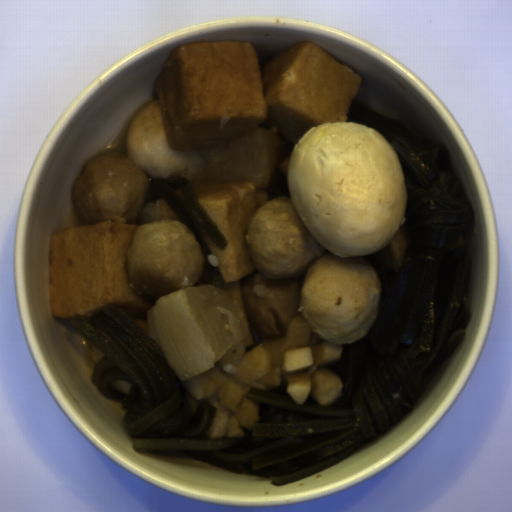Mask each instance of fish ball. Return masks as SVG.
<instances>
[{
    "label": "fish ball",
    "instance_id": "29854b86",
    "mask_svg": "<svg viewBox=\"0 0 512 512\" xmlns=\"http://www.w3.org/2000/svg\"><path fill=\"white\" fill-rule=\"evenodd\" d=\"M362 77L314 42L294 44L260 67L251 42L218 39L176 48L154 82L156 99L137 112L126 151L157 179L190 182L225 238L204 233L209 262L243 328L238 345L254 346L242 277L256 272L245 238L249 221L269 202L266 185L208 183L205 150L267 130L298 145L313 128L348 120Z\"/></svg>",
    "mask_w": 512,
    "mask_h": 512
},
{
    "label": "fish ball",
    "instance_id": "53f4d19a",
    "mask_svg": "<svg viewBox=\"0 0 512 512\" xmlns=\"http://www.w3.org/2000/svg\"><path fill=\"white\" fill-rule=\"evenodd\" d=\"M140 226L106 221L51 235L48 300L54 317H92L116 306L133 319L149 320L156 301L134 289L127 264Z\"/></svg>",
    "mask_w": 512,
    "mask_h": 512
},
{
    "label": "fish ball",
    "instance_id": "745d8928",
    "mask_svg": "<svg viewBox=\"0 0 512 512\" xmlns=\"http://www.w3.org/2000/svg\"><path fill=\"white\" fill-rule=\"evenodd\" d=\"M383 282L364 256H340L327 247L306 270L298 317L319 343L344 345L370 333L381 313Z\"/></svg>",
    "mask_w": 512,
    "mask_h": 512
},
{
    "label": "fish ball",
    "instance_id": "b283a14b",
    "mask_svg": "<svg viewBox=\"0 0 512 512\" xmlns=\"http://www.w3.org/2000/svg\"><path fill=\"white\" fill-rule=\"evenodd\" d=\"M409 244V234L401 226L381 247V261L385 270L395 273L400 270Z\"/></svg>",
    "mask_w": 512,
    "mask_h": 512
},
{
    "label": "fish ball",
    "instance_id": "7c6ef55b",
    "mask_svg": "<svg viewBox=\"0 0 512 512\" xmlns=\"http://www.w3.org/2000/svg\"><path fill=\"white\" fill-rule=\"evenodd\" d=\"M132 384L130 381H124V380H115L113 382H110V387L118 392L119 394H129Z\"/></svg>",
    "mask_w": 512,
    "mask_h": 512
},
{
    "label": "fish ball",
    "instance_id": "d7f2640b",
    "mask_svg": "<svg viewBox=\"0 0 512 512\" xmlns=\"http://www.w3.org/2000/svg\"><path fill=\"white\" fill-rule=\"evenodd\" d=\"M89 354H90L91 358L95 361V363H98L104 357V354L102 352H100L92 344L90 347Z\"/></svg>",
    "mask_w": 512,
    "mask_h": 512
}]
</instances>
